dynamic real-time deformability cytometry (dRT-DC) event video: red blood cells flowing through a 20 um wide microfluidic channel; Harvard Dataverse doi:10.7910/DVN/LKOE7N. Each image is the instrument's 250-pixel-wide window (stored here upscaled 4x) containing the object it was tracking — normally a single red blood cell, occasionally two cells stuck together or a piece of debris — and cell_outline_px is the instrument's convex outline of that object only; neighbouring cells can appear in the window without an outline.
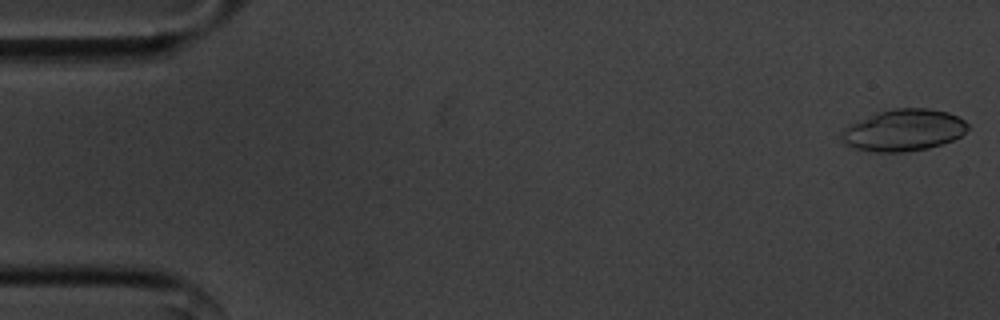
{"species": "common noctule bat (a hibernating species)", "species_latin": "Nyctalus noctula", "temperature_condition": "cold", "stored_images_in_passage": 55, "camera_frame_rate_fps": 3000, "um_per_image_px": 0.085, "animal": {"sex": "male", "body_mass_g": 20.1, "forearm_length_mm": 53.5}, "frame": {"image": 1, "passage_image": 1, "time_ms": 0.0, "image_size_px": [1000, 320], "cell_outline_px": [[968, 128], [960, 136], [952, 140], [928, 148], [904, 152], [876, 152], [852, 148], [844, 144], [840, 140], [840, 132], [848, 124], [880, 112], [892, 108], [928, 108], [948, 112], [964, 120], [968, 124]], "centroid_in_image_um": [76.76, 11.07], "position_along_channel_um": 8.2, "area_um2": 30.75}}